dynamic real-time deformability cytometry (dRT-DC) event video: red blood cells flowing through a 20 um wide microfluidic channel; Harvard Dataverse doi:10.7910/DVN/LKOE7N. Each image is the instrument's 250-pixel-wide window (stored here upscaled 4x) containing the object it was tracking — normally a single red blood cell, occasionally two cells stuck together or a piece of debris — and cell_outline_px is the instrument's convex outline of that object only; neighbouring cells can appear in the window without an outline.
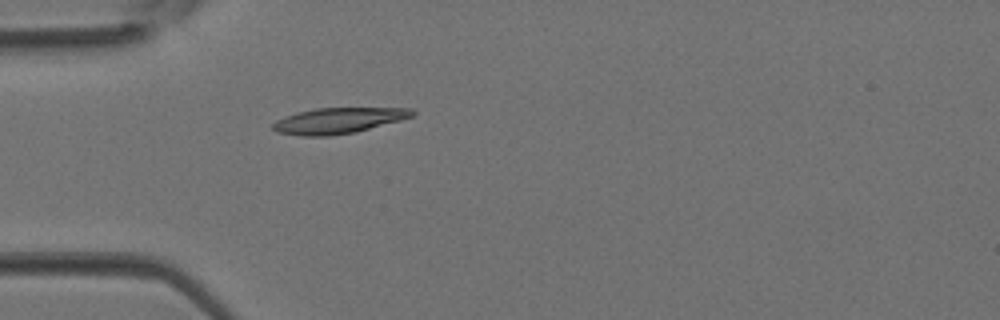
{"species": "Egyptian fruit bat (a non-hibernating species)", "species_latin": "Rousettus aegyptiacus", "temperature_condition": "room temperature", "stored_images_in_passage": 2, "camera_frame_rate_fps": 3000, "um_per_image_px": 0.085, "animal": {"sex": "female"}, "frame": {"image": 1, "passage_image": 2, "time_ms": 0.333, "image_size_px": [1000, 320], "cell_outline_px": [[416, 112], [412, 116], [400, 120], [356, 132], [328, 136], [300, 136], [276, 132], [272, 128], [272, 124], [276, 120], [284, 116], [296, 112], [316, 108], [412, 108]], "centroid_in_image_um": [28.71, 10.25], "position_along_channel_um": 56.3, "area_um2": 20.98}}